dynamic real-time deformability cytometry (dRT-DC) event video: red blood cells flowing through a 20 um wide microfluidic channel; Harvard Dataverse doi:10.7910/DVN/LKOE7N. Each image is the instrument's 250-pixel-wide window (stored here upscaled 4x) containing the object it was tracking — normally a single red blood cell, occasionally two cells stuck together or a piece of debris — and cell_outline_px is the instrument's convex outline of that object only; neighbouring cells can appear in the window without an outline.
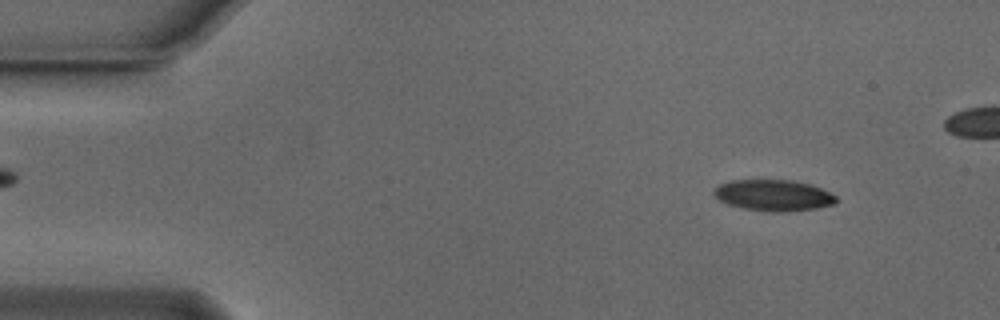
{"species": "Egyptian fruit bat (a non-hibernating species)", "species_latin": "Rousettus aegyptiacus", "temperature_condition": "cold", "stored_images_in_passage": 49, "camera_frame_rate_fps": 3000, "um_per_image_px": 0.085, "animal": {"sex": "male"}, "frame": {"image": 1, "passage_image": 5, "time_ms": 1.333, "image_size_px": [1000, 320], "cell_outline_px": [[836, 204], [816, 208], [776, 212], [772, 212], [744, 208], [728, 204], [720, 200], [712, 192], [720, 184], [728, 180], [792, 180], [808, 184], [820, 188], [836, 196]], "centroid_in_image_um": [65.73, 16.59], "position_along_channel_um": 19.3, "area_um2": 21.91}}
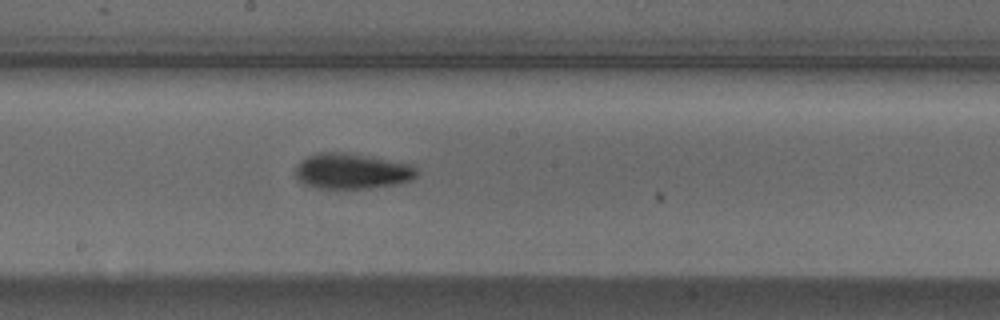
{"frame": {"image": 2, "passage_image": 28, "time_ms": 9.0, "image_size_px": [1000, 320], "cell_outline_px": [[420, 172], [412, 180], [400, 184], [368, 188], [316, 188], [304, 184], [296, 180], [296, 168], [300, 160], [308, 156], [320, 152], [344, 152], [372, 156], [412, 164]], "centroid_in_image_um": [29.94, 14.54], "position_along_channel_um": 218.3, "area_um2": 25.55}}
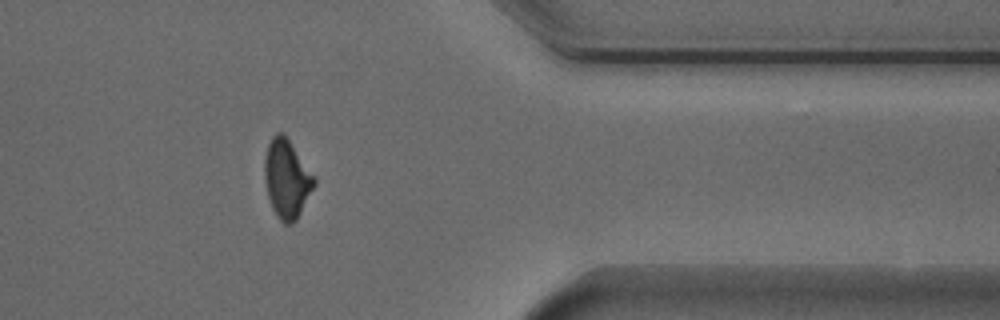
{"frame": {"image": 3, "passage_image": 43, "time_ms": 14.0, "image_size_px": [1000, 320], "cell_outline_px": [[316, 184], [296, 220], [292, 224], [284, 224], [276, 216], [272, 208], [268, 196], [264, 176], [264, 160], [268, 144], [272, 136], [276, 132], [284, 132], [316, 180]], "centroid_in_image_um": [24.36, 15.2], "position_along_channel_um": 387.0, "area_um2": 22.6}, "authors_computed_cell_mechanics": {"area_um2": 23.3512, "velocity_mm_per_s": 3.7518, "shape_relaxation_time_tau1_ms": 6.3875, "shape_relaxation_time_tau2_ms": null, "deformation_change_tau1": 0.1652, "deformation_change_tau2": null}}